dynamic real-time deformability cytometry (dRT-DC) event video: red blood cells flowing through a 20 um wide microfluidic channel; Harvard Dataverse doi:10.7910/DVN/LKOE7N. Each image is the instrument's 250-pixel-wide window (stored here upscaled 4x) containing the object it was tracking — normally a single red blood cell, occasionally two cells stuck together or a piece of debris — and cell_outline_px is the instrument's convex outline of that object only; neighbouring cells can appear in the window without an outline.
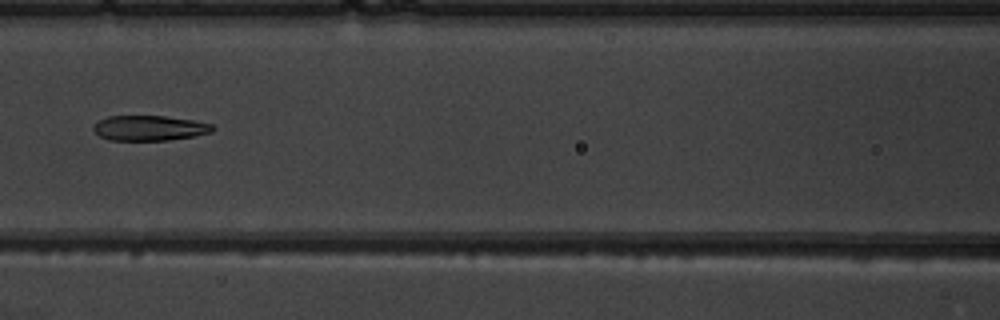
{"species": "common noctule bat (a hibernating species)", "species_latin": "Nyctalus noctula", "temperature_condition": "warm", "stored_images_in_passage": 7, "camera_frame_rate_fps": 3000, "um_per_image_px": 0.085, "animal": {"sex": "male", "body_mass_g": 19.5, "forearm_length_mm": 54.6}, "frame": {"image": 1, "passage_image": 7, "time_ms": 7.667, "image_size_px": [1000, 320], "cell_outline_px": [[216, 128], [212, 132], [196, 136], [168, 140], [108, 140], [100, 136], [92, 128], [92, 124], [108, 116], [164, 116], [192, 120], [212, 124]], "centroid_in_image_um": [12.71, 10.89], "position_along_channel_um": 153.9, "area_um2": 17.51}}